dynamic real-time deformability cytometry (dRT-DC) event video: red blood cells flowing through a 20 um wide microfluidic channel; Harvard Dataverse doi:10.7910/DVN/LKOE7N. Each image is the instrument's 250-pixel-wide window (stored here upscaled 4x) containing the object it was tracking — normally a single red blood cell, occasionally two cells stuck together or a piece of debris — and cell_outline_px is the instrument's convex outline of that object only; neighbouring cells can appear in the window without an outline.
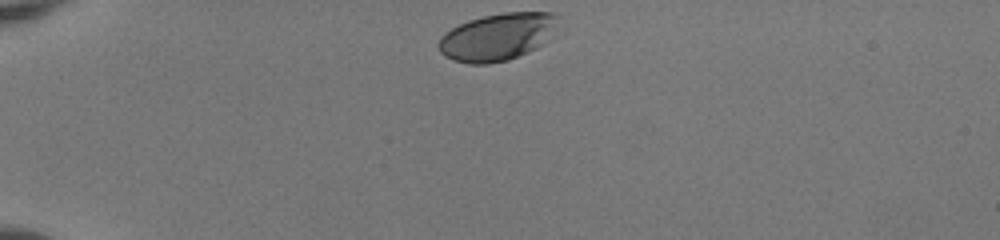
{"species": "human", "species_latin": "Homo sapiens", "temperature_condition": "room temperature", "stored_images_in_passage": 35, "camera_frame_rate_fps": 3000, "um_per_image_px": 0.085, "donor": {"sex": "female"}, "frame": {"image": 1, "passage_image": 1, "time_ms": 0.0, "image_size_px": [1000, 240], "cell_outline_px": [[560, 16], [552, 40], [536, 48], [508, 60], [488, 64], [472, 64], [456, 60], [444, 56], [440, 52], [436, 44], [440, 36], [444, 32], [468, 20], [484, 16], [504, 12], [552, 12]], "centroid_in_image_um": [42.32, 3.12], "position_along_channel_um": 42.7, "area_um2": 33.41}}
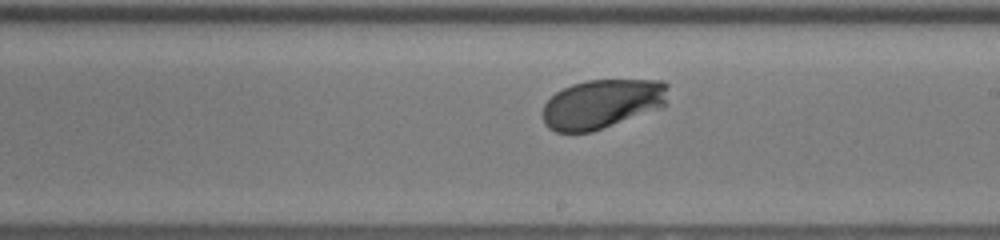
{"frame": {"image": 2, "passage_image": 20, "time_ms": 6.333, "image_size_px": [1000, 240], "cell_outline_px": [[668, 84], [664, 104], [660, 108], [592, 132], [556, 132], [548, 128], [544, 124], [544, 104], [556, 92], [572, 84], [588, 80], [664, 80]], "centroid_in_image_um": [51.17, 8.83], "position_along_channel_um": 237.8, "area_um2": 35.78}}
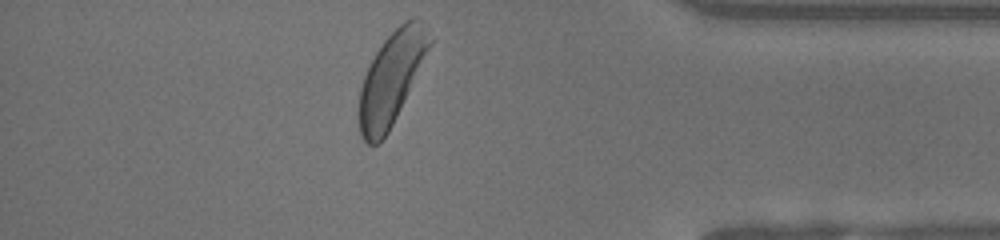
{"frame": {"image": 3, "passage_image": 34, "time_ms": 11.0, "image_size_px": [1000, 240], "cell_outline_px": [[432, 44], [388, 132], [380, 144], [368, 144], [360, 136], [356, 112], [360, 88], [364, 76], [376, 52], [384, 40], [404, 20], [412, 16], [416, 16], [424, 20], [432, 40]], "centroid_in_image_um": [33.25, 6.64], "position_along_channel_um": 402.0, "area_um2": 38.03}, "authors_computed_cell_mechanics": {"area_um2": 36.0672, "velocity_mm_per_s": 3.9673, "shape_relaxation_time_tau1_ms": 1.3314, "shape_relaxation_time_tau2_ms": 2.2897, "deformation_change_tau1": 0.1105, "deformation_change_tau2": 0.0756}}